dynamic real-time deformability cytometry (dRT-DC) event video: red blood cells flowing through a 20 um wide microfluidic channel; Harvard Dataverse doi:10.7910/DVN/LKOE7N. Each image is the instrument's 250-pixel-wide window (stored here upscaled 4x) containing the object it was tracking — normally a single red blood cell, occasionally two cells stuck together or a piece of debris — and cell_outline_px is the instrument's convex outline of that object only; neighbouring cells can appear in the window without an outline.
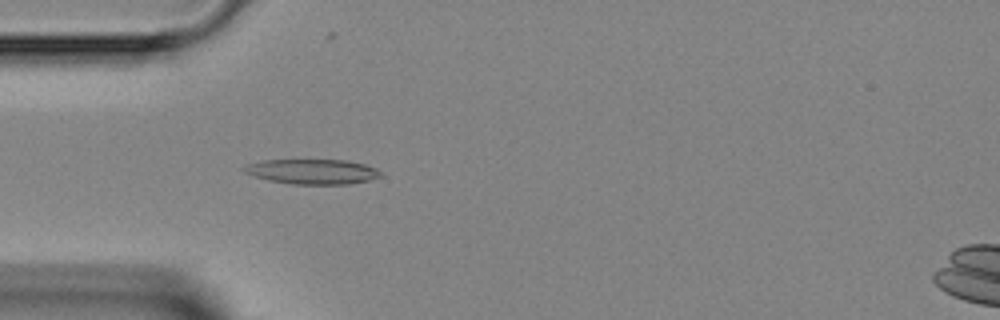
{"species": "Egyptian fruit bat (a non-hibernating species)", "species_latin": "Rousettus aegyptiacus", "temperature_condition": "room temperature", "stored_images_in_passage": 45, "camera_frame_rate_fps": 3000, "um_per_image_px": 0.085, "animal": {"sex": "female"}, "frame": {"image": 1, "passage_image": 12, "time_ms": 3.667, "image_size_px": [1000, 320], "cell_outline_px": [[384, 176], [368, 180], [348, 184], [292, 184], [268, 180], [244, 172], [240, 168], [244, 164], [260, 160], [348, 160], [364, 164], [376, 168]], "centroid_in_image_um": [26.52, 14.58], "position_along_channel_um": 58.5, "area_um2": 20.0}}
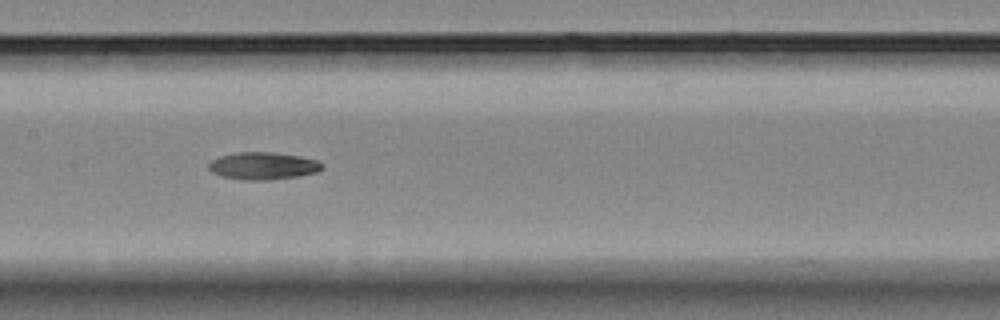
{"frame": {"image": 2, "passage_image": 21, "time_ms": 6.667, "image_size_px": [1000, 320], "cell_outline_px": [[324, 168], [316, 172], [296, 176], [268, 180], [244, 180], [220, 176], [212, 172], [208, 168], [208, 164], [212, 160], [220, 156], [236, 152], [272, 152], [300, 156], [316, 160], [324, 164]], "centroid_in_image_um": [22.34, 14.09], "position_along_channel_um": 185.1, "area_um2": 18.09}}
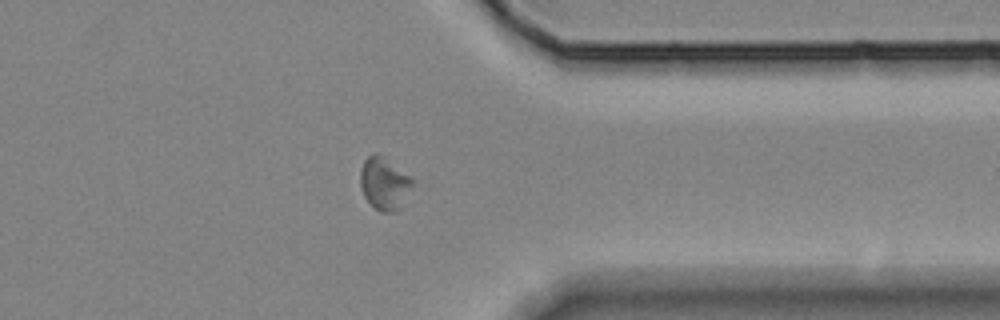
{"frame": {"image": 3, "passage_image": 35, "time_ms": 11.333, "image_size_px": [1000, 320], "cell_outline_px": [[412, 184], [400, 208], [396, 212], [380, 212], [364, 196], [360, 184], [360, 168], [364, 160], [372, 152], [376, 152], [412, 176]], "centroid_in_image_um": [32.65, 15.57], "position_along_channel_um": 378.8, "area_um2": 15.84}}